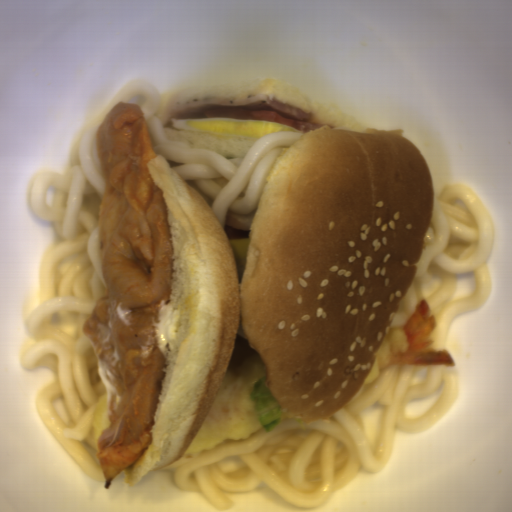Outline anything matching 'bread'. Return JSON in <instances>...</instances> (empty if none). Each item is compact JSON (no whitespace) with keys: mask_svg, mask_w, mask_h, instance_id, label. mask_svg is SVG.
I'll list each match as a JSON object with an SVG mask.
<instances>
[{"mask_svg":"<svg viewBox=\"0 0 512 512\" xmlns=\"http://www.w3.org/2000/svg\"><path fill=\"white\" fill-rule=\"evenodd\" d=\"M403 129H320L289 145L250 223L241 280L223 227L163 156L147 161L170 228L177 328L152 436L126 486L171 466L200 429L241 332L279 408L334 417L370 376L419 268L434 206Z\"/></svg>","mask_w":512,"mask_h":512,"instance_id":"obj_1","label":"bread"},{"mask_svg":"<svg viewBox=\"0 0 512 512\" xmlns=\"http://www.w3.org/2000/svg\"><path fill=\"white\" fill-rule=\"evenodd\" d=\"M259 95H270L295 109L308 112L312 116V124L319 125L320 130H366L349 111L271 77L220 86H199L165 95L159 100L156 116L167 138L189 147L239 158L245 156L262 137H232L177 129L171 123L172 113L192 101L211 98L235 101Z\"/></svg>","mask_w":512,"mask_h":512,"instance_id":"obj_2","label":"bread"}]
</instances>
